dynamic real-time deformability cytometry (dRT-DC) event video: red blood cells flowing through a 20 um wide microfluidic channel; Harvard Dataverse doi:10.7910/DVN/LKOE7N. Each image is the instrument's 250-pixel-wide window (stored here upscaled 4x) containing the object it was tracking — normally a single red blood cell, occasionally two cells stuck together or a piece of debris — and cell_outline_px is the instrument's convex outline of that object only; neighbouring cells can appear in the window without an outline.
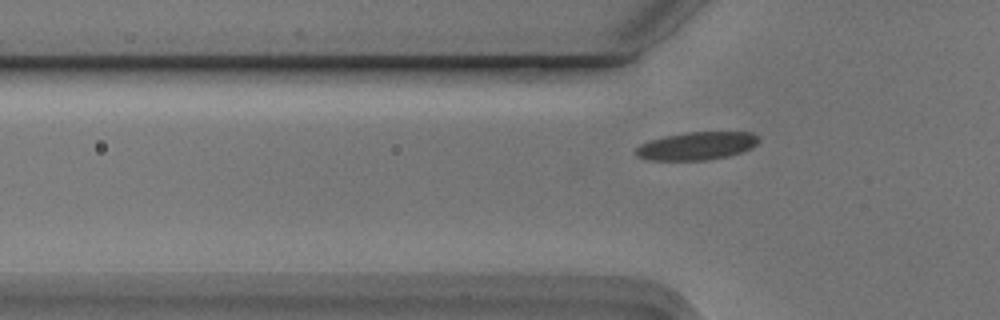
{"species": "Egyptian fruit bat (a non-hibernating species)", "species_latin": "Rousettus aegyptiacus", "temperature_condition": "cold", "stored_images_in_passage": 6, "camera_frame_rate_fps": 3000, "um_per_image_px": 0.085, "animal": {"sex": "male"}, "frame": {"image": 1, "passage_image": 2, "time_ms": 0.333, "image_size_px": [1000, 320], "cell_outline_px": [[760, 140], [752, 148], [728, 156], [708, 160], [648, 160], [636, 156], [636, 148], [640, 144], [664, 136], [688, 132], [752, 132], [760, 136]], "centroid_in_image_um": [59.25, 12.4], "position_along_channel_um": 66.5, "area_um2": 20.06}}
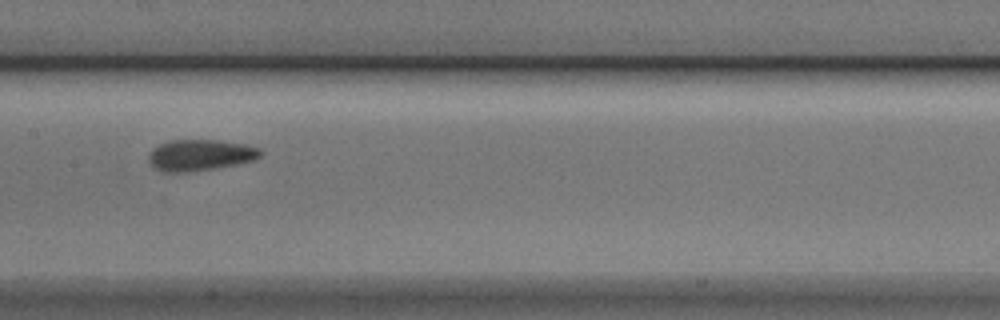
{"frame": {"image": 2, "passage_image": 5, "time_ms": 1.333, "image_size_px": [1000, 320], "cell_outline_px": [[264, 152], [256, 160], [216, 168], [184, 172], [164, 172], [156, 168], [148, 160], [148, 156], [152, 148], [168, 140], [216, 140], [244, 144], [260, 148]], "centroid_in_image_um": [17.03, 13.17], "position_along_channel_um": 190.4, "area_um2": 20.35}}
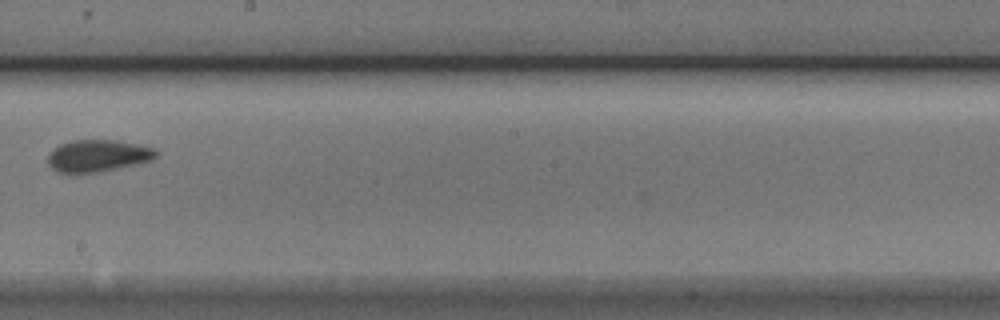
{"frame": {"image": 3, "passage_image": 6, "time_ms": 1.667, "image_size_px": [1000, 320], "cell_outline_px": [[160, 152], [152, 160], [116, 168], [96, 172], [60, 172], [52, 168], [48, 164], [48, 156], [52, 148], [60, 144], [72, 140], [116, 140], [156, 148]], "centroid_in_image_um": [8.32, 13.21], "position_along_channel_um": 239.9, "area_um2": 20.0}}